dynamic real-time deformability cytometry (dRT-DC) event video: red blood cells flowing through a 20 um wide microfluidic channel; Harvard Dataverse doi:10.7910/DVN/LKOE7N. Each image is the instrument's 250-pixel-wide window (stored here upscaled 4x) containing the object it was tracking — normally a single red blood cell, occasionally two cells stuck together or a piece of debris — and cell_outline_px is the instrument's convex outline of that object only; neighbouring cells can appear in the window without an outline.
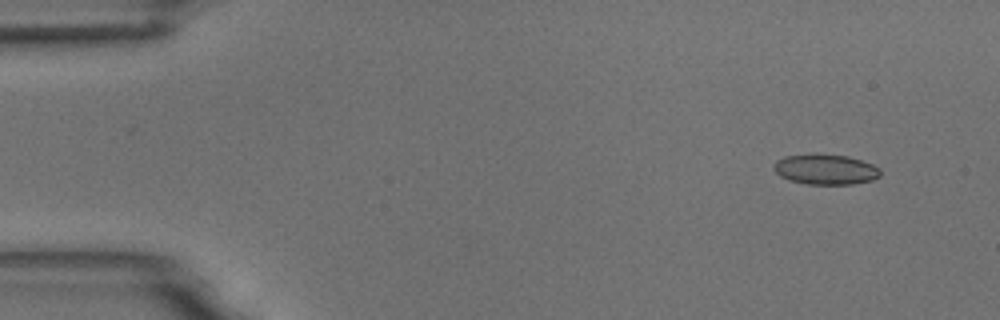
{"species": "common noctule bat (a hibernating species)", "species_latin": "Nyctalus noctula", "temperature_condition": "room temperature", "stored_images_in_passage": 10, "camera_frame_rate_fps": 3000, "um_per_image_px": 0.085, "animal": {"sex": "male", "body_mass_g": 18.8}, "frame": {"image": 1, "passage_image": 2, "time_ms": 1.0, "image_size_px": [1000, 320], "cell_outline_px": [[880, 176], [872, 180], [852, 184], [808, 184], [788, 180], [780, 176], [772, 168], [772, 164], [776, 160], [784, 156], [848, 156], [872, 164], [880, 168]], "centroid_in_image_um": [70.16, 14.43], "position_along_channel_um": 14.8, "area_um2": 18.32}}
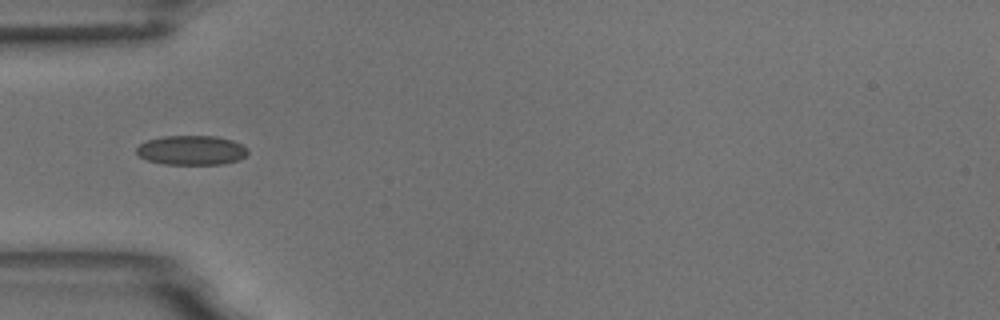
{"frame": {"image": 2, "passage_image": 5, "time_ms": 5.333, "image_size_px": [1000, 320], "cell_outline_px": [[248, 152], [240, 160], [224, 164], [164, 164], [148, 160], [140, 156], [136, 152], [136, 148], [140, 144], [148, 140], [164, 136], [216, 136], [232, 140], [248, 148]], "centroid_in_image_um": [16.3, 12.77], "position_along_channel_um": 68.7, "area_um2": 19.07}}
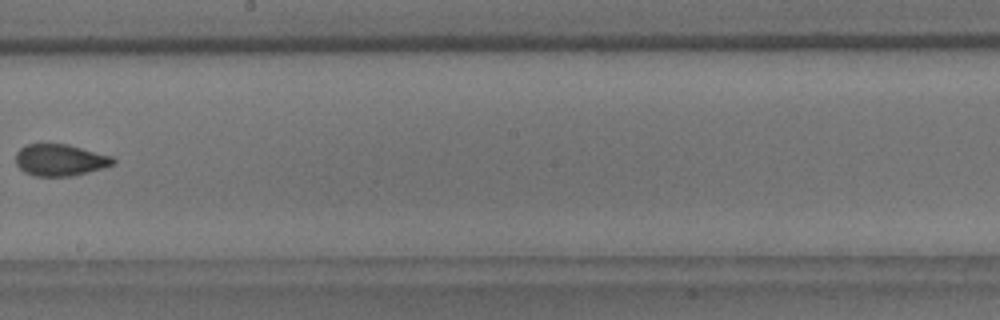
{"frame": {"image": 3, "passage_image": 9, "time_ms": 10.0, "image_size_px": [1000, 320], "cell_outline_px": [[116, 164], [88, 172], [72, 176], [36, 176], [24, 172], [16, 164], [16, 152], [24, 144], [68, 144], [112, 156], [116, 160]], "centroid_in_image_um": [5.11, 13.6], "position_along_channel_um": 243.1, "area_um2": 18.09}}